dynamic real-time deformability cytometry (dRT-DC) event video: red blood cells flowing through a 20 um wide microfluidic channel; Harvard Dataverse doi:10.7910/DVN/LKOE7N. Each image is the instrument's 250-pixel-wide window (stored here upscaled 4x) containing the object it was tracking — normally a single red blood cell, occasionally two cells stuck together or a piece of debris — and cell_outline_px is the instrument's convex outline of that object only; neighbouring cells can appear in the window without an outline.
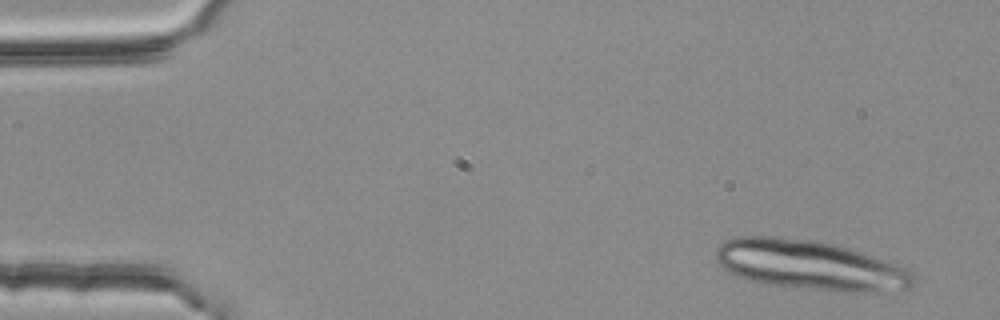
{"species": "common noctule bat (a hibernating species)", "species_latin": "Nyctalus noctula", "temperature_condition": "room temperature", "stored_images_in_passage": 4, "camera_frame_rate_fps": 3000, "um_per_image_px": 0.085, "animal": {"sex": "female", "body_mass_g": 25.1}, "frame": {"image": 1, "passage_image": 1, "time_ms": 0.0, "image_size_px": [1000, 320], "cell_outline_px": [[916, 284], [912, 288], [872, 292], [844, 292], [764, 284], [748, 280], [728, 272], [716, 260], [716, 248], [724, 240], [744, 236], [772, 236], [812, 240], [832, 244], [848, 248], [896, 264], [912, 272], [916, 276]], "centroid_in_image_um": [68.85, 22.55], "position_along_channel_um": 16.1, "area_um2": 57.05}}